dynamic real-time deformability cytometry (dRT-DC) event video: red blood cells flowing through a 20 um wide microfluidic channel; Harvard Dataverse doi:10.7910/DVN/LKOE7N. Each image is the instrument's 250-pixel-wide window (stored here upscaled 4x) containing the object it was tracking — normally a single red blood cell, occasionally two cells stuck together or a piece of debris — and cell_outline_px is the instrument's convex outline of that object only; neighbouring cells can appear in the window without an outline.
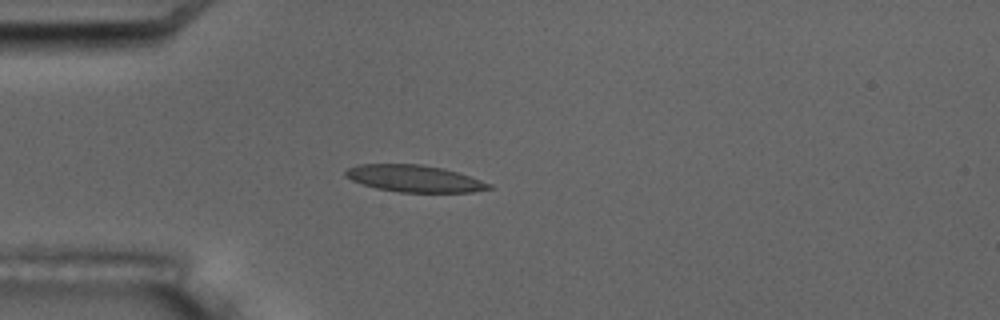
{"species": "common noctule bat (a hibernating species)", "species_latin": "Nyctalus noctula", "temperature_condition": "room temperature", "stored_images_in_passage": 11, "camera_frame_rate_fps": 3000, "um_per_image_px": 0.085, "animal": {"sex": "male", "body_mass_g": 17.5, "forearm_length_mm": 52.3}, "frame": {"image": 1, "passage_image": 4, "time_ms": 4.333, "image_size_px": [1000, 320], "cell_outline_px": [[496, 188], [472, 192], [400, 192], [376, 188], [352, 180], [344, 176], [344, 172], [348, 168], [360, 164], [420, 164], [444, 168], [492, 184]], "centroid_in_image_um": [35.24, 15.18], "position_along_channel_um": 49.8, "area_um2": 22.37}}
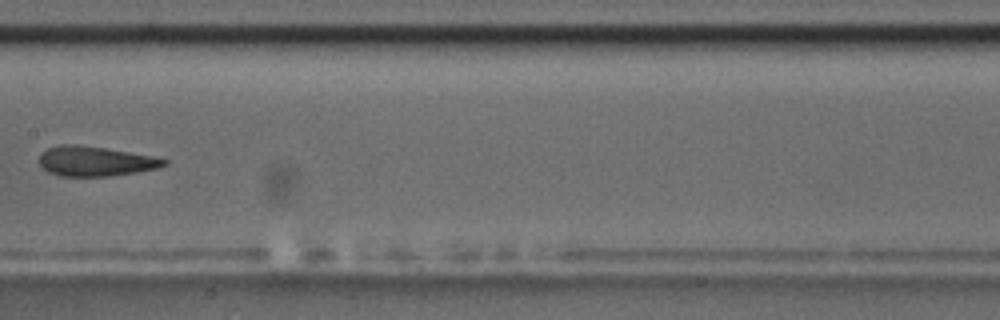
{"frame": {"image": 2, "passage_image": 8, "time_ms": 9.0, "image_size_px": [1000, 320], "cell_outline_px": [[168, 164], [160, 168], [112, 176], [60, 176], [48, 172], [40, 164], [40, 152], [48, 148], [60, 144], [76, 144], [104, 148], [152, 156], [168, 160]], "centroid_in_image_um": [8.1, 13.71], "position_along_channel_um": 199.3, "area_um2": 21.68}}